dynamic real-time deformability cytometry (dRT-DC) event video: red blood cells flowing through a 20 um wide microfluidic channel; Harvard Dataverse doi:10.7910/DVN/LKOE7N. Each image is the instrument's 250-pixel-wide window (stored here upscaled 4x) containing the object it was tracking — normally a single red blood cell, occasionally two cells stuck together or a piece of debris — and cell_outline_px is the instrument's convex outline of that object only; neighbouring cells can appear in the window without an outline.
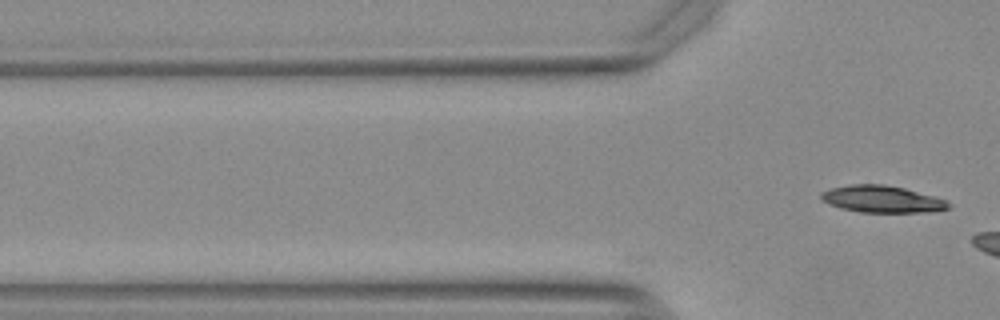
{"species": "Egyptian fruit bat (a non-hibernating species)", "species_latin": "Rousettus aegyptiacus", "temperature_condition": "warm", "stored_images_in_passage": 7, "camera_frame_rate_fps": 3000, "um_per_image_px": 0.085, "animal": {"sex": "female"}, "frame": {"image": 1, "passage_image": 7, "time_ms": 2.0, "image_size_px": [1000, 320], "cell_outline_px": [[952, 204], [948, 208], [936, 212], [860, 212], [840, 208], [828, 204], [820, 200], [820, 192], [832, 188], [852, 184], [884, 184], [904, 188], [936, 196]], "centroid_in_image_um": [74.97, 16.93], "position_along_channel_um": 50.8, "area_um2": 20.17}}